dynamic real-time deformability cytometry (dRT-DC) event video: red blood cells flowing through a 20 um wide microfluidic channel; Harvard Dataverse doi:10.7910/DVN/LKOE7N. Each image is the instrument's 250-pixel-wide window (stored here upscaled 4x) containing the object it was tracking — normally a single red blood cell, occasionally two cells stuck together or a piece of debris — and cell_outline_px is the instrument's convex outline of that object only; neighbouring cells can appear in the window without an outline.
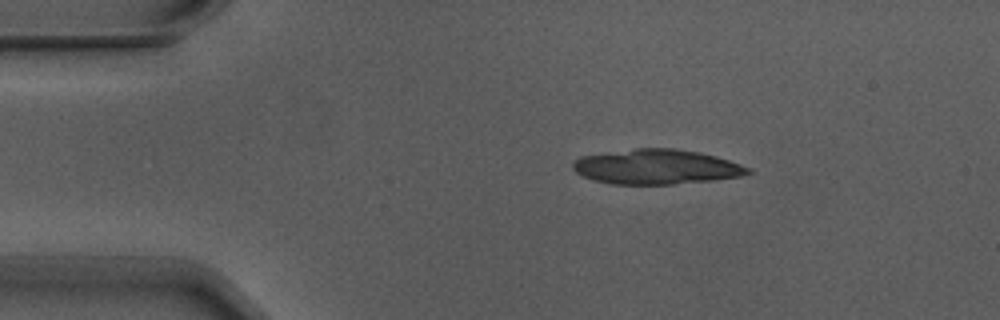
{"species": "Egyptian fruit bat (a non-hibernating species)", "species_latin": "Rousettus aegyptiacus", "temperature_condition": "warm", "stored_images_in_passage": 6, "camera_frame_rate_fps": 3000, "um_per_image_px": 0.085, "animal": {"sex": "male"}, "frame": {"image": 1, "passage_image": 2, "time_ms": 0.333, "image_size_px": [1000, 320], "cell_outline_px": [[752, 172], [744, 176], [712, 180], [672, 184], [612, 184], [592, 180], [576, 172], [572, 168], [572, 164], [580, 156], [636, 148], [672, 148], [696, 152], [716, 156], [752, 168]], "centroid_in_image_um": [55.8, 14.18], "position_along_channel_um": 29.2, "area_um2": 35.49}}